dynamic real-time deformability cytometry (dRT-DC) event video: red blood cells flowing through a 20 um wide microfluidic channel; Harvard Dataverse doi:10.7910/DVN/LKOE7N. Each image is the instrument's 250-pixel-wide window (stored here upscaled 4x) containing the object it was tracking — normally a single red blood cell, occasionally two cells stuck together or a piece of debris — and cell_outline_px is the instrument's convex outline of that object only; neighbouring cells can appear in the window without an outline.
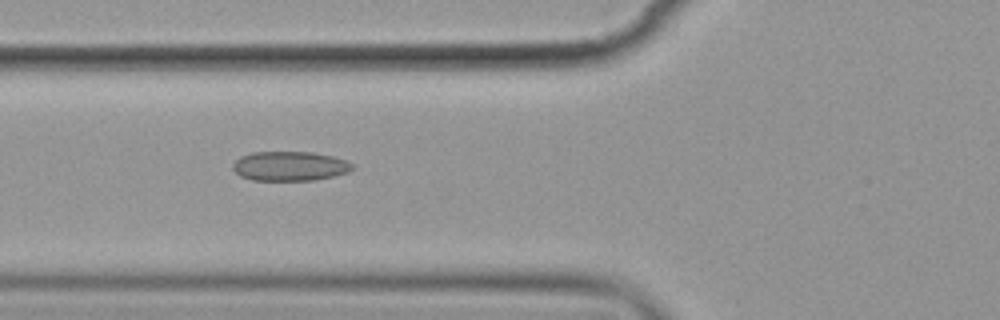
{"species": "common noctule bat (a hibernating species)", "species_latin": "Nyctalus noctula", "temperature_condition": "cold", "stored_images_in_passage": 5, "camera_frame_rate_fps": 3000, "um_per_image_px": 0.085, "animal": {"sex": "female", "body_mass_g": 19.9}, "frame": {"image": 1, "passage_image": 5, "time_ms": 4.667, "image_size_px": [1000, 320], "cell_outline_px": [[352, 168], [348, 172], [316, 180], [252, 180], [240, 176], [232, 168], [232, 164], [240, 156], [252, 152], [312, 152], [332, 156], [344, 160], [352, 164]], "centroid_in_image_um": [24.59, 14.12], "position_along_channel_um": 101.2, "area_um2": 20.4}}